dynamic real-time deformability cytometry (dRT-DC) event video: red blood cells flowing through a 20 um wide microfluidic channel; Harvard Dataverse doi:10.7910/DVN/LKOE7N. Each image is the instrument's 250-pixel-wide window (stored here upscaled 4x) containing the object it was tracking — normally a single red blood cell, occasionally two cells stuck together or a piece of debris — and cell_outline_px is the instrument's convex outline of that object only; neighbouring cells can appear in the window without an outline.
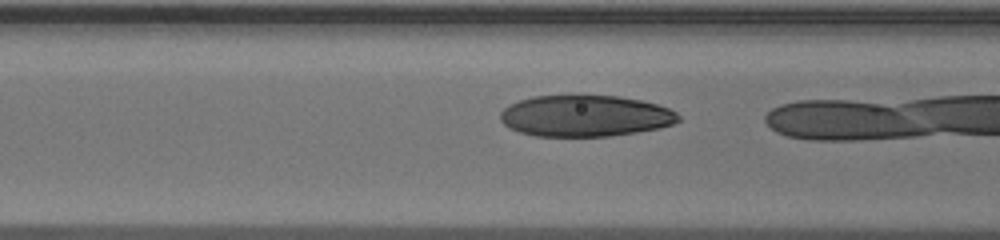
{"species": "human", "species_latin": "Homo sapiens", "temperature_condition": "warm", "stored_images_in_passage": 6, "camera_frame_rate_fps": 3000, "um_per_image_px": 0.085, "donor": {"sex": "male"}, "frame": {"image": 1, "passage_image": 5, "time_ms": 1.333, "image_size_px": [1000, 240], "cell_outline_px": [[680, 120], [672, 124], [660, 128], [636, 132], [608, 136], [536, 136], [520, 132], [508, 128], [500, 120], [500, 112], [508, 104], [532, 96], [620, 96], [640, 100], [656, 104], [668, 108], [676, 112], [680, 116]], "centroid_in_image_um": [49.72, 9.85], "position_along_channel_um": 116.9, "area_um2": 42.89}}